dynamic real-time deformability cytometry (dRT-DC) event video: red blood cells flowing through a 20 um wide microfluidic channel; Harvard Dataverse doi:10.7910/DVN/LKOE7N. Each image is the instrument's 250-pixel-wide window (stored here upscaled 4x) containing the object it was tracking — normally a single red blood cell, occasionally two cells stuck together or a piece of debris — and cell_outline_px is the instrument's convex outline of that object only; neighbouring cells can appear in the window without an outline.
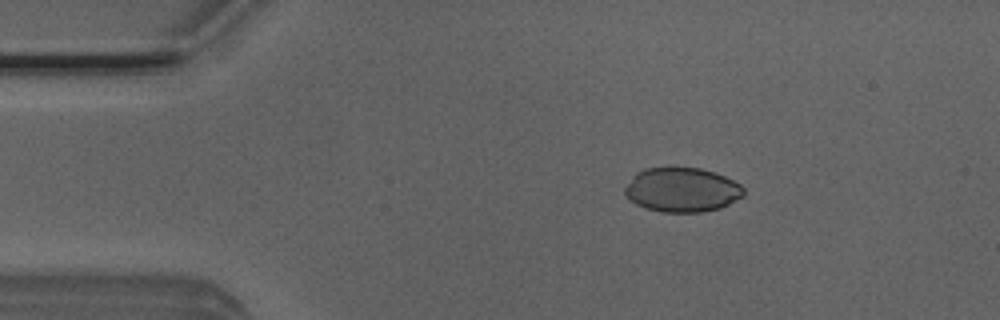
{"species": "Egyptian fruit bat (a non-hibernating species)", "species_latin": "Rousettus aegyptiacus", "temperature_condition": "room temperature", "stored_images_in_passage": 5, "camera_frame_rate_fps": 3000, "um_per_image_px": 0.085, "animal": {"sex": "male"}, "frame": {"image": 1, "passage_image": 3, "time_ms": 0.667, "image_size_px": [1000, 320], "cell_outline_px": [[744, 192], [740, 196], [728, 204], [720, 208], [700, 212], [664, 212], [648, 208], [636, 204], [624, 192], [624, 188], [632, 176], [636, 172], [644, 168], [700, 168], [716, 172], [740, 184], [744, 188]], "centroid_in_image_um": [57.95, 16.12], "position_along_channel_um": 27.0, "area_um2": 30.4}}